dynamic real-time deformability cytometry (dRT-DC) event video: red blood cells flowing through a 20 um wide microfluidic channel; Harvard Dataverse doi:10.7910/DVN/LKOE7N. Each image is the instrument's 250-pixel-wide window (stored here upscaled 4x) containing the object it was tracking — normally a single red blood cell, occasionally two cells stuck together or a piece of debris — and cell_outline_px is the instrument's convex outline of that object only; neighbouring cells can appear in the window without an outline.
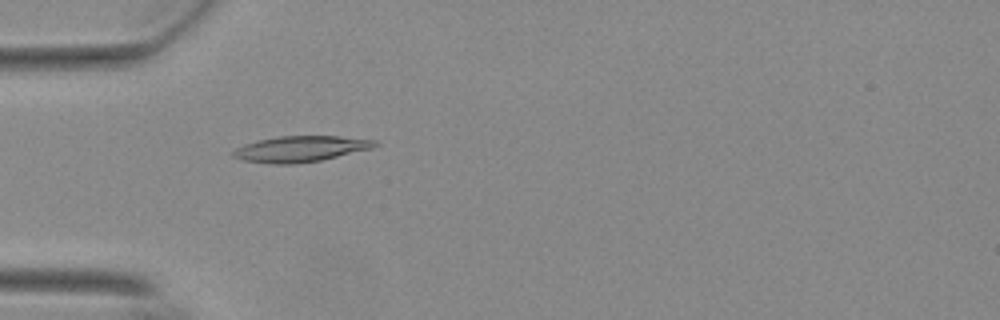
{"species": "Egyptian fruit bat (a non-hibernating species)", "species_latin": "Rousettus aegyptiacus", "temperature_condition": "warm", "stored_images_in_passage": 50, "camera_frame_rate_fps": 3000, "um_per_image_px": 0.085, "animal": {"sex": "female"}, "frame": {"image": 1, "passage_image": 12, "time_ms": 3.667, "image_size_px": [1000, 320], "cell_outline_px": [[380, 144], [372, 148], [320, 160], [292, 164], [272, 164], [244, 160], [232, 156], [232, 152], [236, 148], [244, 144], [256, 140], [280, 136], [340, 136], [380, 140]], "centroid_in_image_um": [25.57, 12.64], "position_along_channel_um": 59.4, "area_um2": 21.39}}
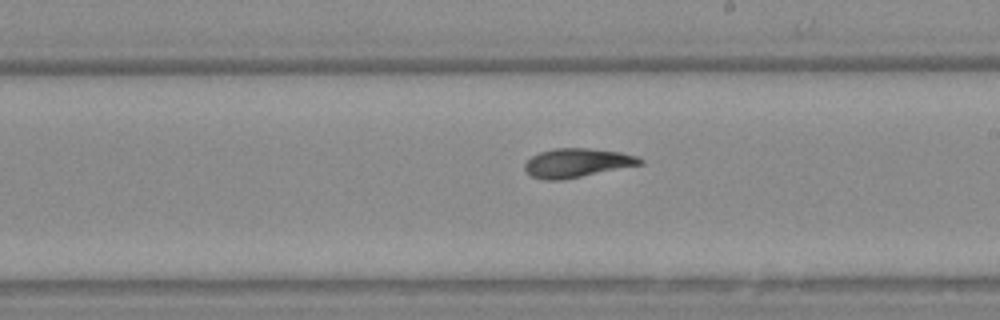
{"frame": {"image": 2, "passage_image": 27, "time_ms": 8.667, "image_size_px": [1000, 320], "cell_outline_px": [[644, 164], [564, 180], [544, 180], [532, 176], [524, 172], [524, 164], [532, 156], [540, 152], [552, 148], [588, 148], [620, 152], [636, 156], [644, 160]], "centroid_in_image_um": [49.04, 13.85], "position_along_channel_um": 240.0, "area_um2": 19.65}}
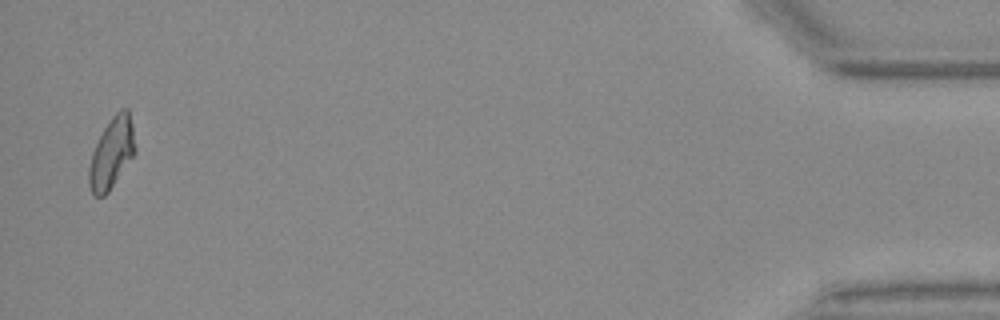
{"frame": {"image": 3, "passage_image": 49, "time_ms": 16.0, "image_size_px": [1000, 320], "cell_outline_px": [[136, 152], [108, 192], [104, 196], [96, 196], [92, 192], [88, 184], [88, 168], [92, 152], [104, 128], [112, 116], [120, 108], [128, 108], [132, 124], [136, 148]], "centroid_in_image_um": [9.49, 13.0], "position_along_channel_um": 425.7, "area_um2": 18.96}, "authors_computed_cell_mechanics": {"area_um2": 19.4208, "velocity_mm_per_s": 3.7043, "shape_relaxation_time_tau1_ms": null, "shape_relaxation_time_tau2_ms": 4.6231, "deformation_change_tau1": null, "deformation_change_tau2": 0.1069}}